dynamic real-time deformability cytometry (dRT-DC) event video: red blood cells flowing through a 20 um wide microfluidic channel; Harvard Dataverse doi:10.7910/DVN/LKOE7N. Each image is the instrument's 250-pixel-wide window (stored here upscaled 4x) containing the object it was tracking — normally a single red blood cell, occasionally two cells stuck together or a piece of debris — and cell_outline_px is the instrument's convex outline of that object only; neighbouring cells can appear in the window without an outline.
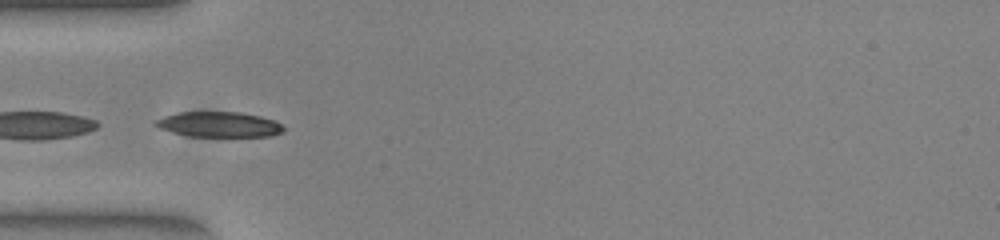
{"species": "common noctule bat (a hibernating species)", "species_latin": "Nyctalus noctula", "temperature_condition": "warm", "stored_images_in_passage": 13, "camera_frame_rate_fps": 3000, "um_per_image_px": 0.085, "animal": {"sex": "female", "body_mass_g": 23.0, "forearm_length_mm": 53.4}, "frame": {"image": 1, "passage_image": 6, "time_ms": 1.667, "image_size_px": [1000, 240], "cell_outline_px": [[284, 132], [272, 136], [188, 136], [172, 132], [160, 128], [152, 124], [156, 120], [164, 116], [176, 112], [240, 112], [260, 116], [272, 120], [280, 124], [284, 128]], "centroid_in_image_um": [18.6, 10.57], "position_along_channel_um": 66.4, "area_um2": 18.79}}